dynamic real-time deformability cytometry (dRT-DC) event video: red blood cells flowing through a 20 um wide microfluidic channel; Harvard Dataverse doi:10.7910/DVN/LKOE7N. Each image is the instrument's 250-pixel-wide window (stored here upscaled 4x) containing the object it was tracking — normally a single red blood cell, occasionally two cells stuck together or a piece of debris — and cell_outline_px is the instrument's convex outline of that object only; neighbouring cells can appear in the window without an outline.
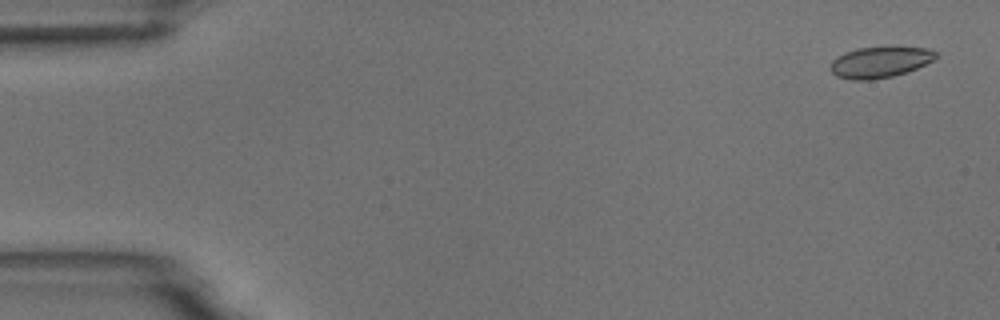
{"species": "common noctule bat (a hibernating species)", "species_latin": "Nyctalus noctula", "temperature_condition": "room temperature", "stored_images_in_passage": 5, "camera_frame_rate_fps": 3000, "um_per_image_px": 0.085, "animal": {"sex": "male", "body_mass_g": 18.8}, "frame": {"image": 1, "passage_image": 1, "time_ms": 0.0, "image_size_px": [1000, 320], "cell_outline_px": [[936, 56], [932, 60], [916, 68], [892, 76], [872, 80], [852, 80], [836, 76], [828, 68], [832, 60], [836, 56], [856, 48], [892, 44], [928, 48], [936, 52]], "centroid_in_image_um": [74.76, 5.23], "position_along_channel_um": 10.2, "area_um2": 19.71}}
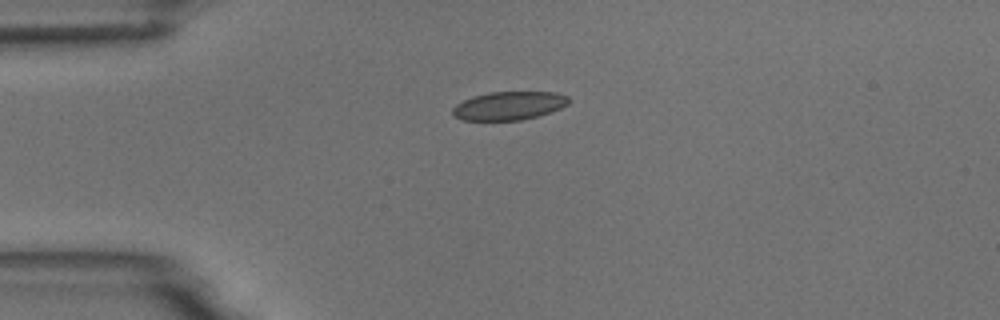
{"frame": {"image": 2, "passage_image": 4, "time_ms": 3.667, "image_size_px": [1000, 320], "cell_outline_px": [[572, 100], [568, 104], [552, 112], [520, 120], [464, 120], [456, 116], [452, 112], [452, 108], [456, 104], [472, 96], [488, 92], [556, 92], [568, 96]], "centroid_in_image_um": [43.3, 8.97], "position_along_channel_um": 41.7, "area_um2": 19.25}}